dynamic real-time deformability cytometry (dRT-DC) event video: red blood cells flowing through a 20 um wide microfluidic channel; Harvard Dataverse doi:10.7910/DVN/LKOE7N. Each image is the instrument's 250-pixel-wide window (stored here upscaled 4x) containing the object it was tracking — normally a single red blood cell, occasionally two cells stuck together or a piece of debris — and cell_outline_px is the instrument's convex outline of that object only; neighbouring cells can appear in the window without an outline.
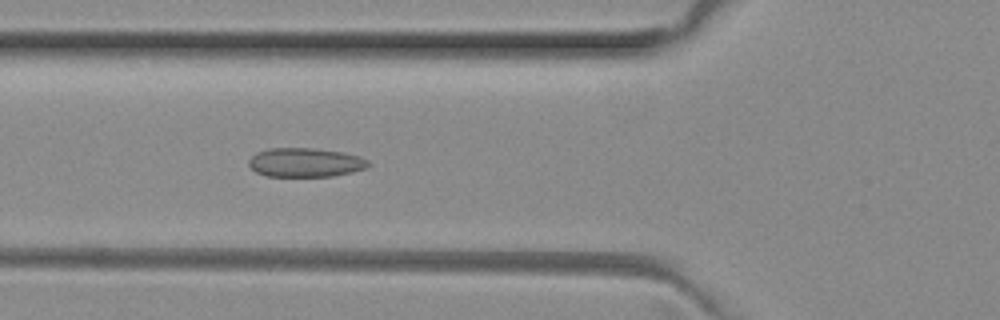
{"species": "common noctule bat (a hibernating species)", "species_latin": "Nyctalus noctula", "temperature_condition": "room temperature", "stored_images_in_passage": 5, "camera_frame_rate_fps": 3000, "um_per_image_px": 0.085, "animal": {"sex": "female", "body_mass_g": 29.2, "forearm_length_mm": 56.3}, "frame": {"image": 1, "passage_image": 5, "time_ms": 1.333, "image_size_px": [1000, 320], "cell_outline_px": [[372, 164], [368, 168], [352, 172], [332, 176], [264, 176], [256, 172], [248, 164], [248, 160], [256, 152], [268, 148], [312, 148], [340, 152], [360, 156], [368, 160]], "centroid_in_image_um": [25.96, 13.81], "position_along_channel_um": 99.8, "area_um2": 20.35}}